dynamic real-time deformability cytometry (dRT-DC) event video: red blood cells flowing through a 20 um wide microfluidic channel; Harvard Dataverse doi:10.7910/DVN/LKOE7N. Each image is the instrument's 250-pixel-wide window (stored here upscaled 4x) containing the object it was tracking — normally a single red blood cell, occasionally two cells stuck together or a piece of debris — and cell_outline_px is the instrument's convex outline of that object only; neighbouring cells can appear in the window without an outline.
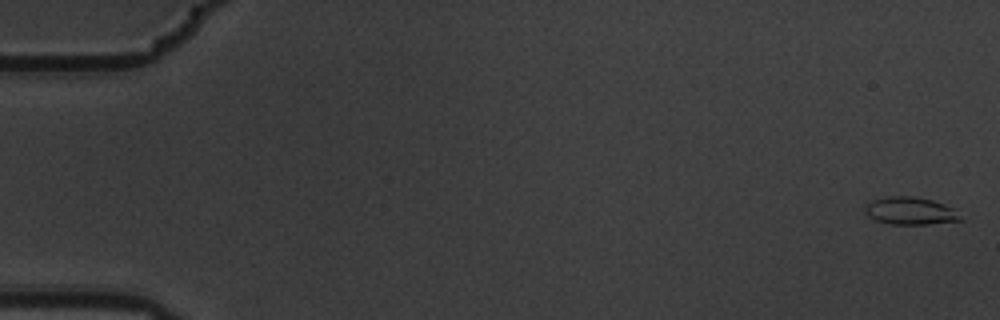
{"species": "common noctule bat (a hibernating species)", "species_latin": "Nyctalus noctula", "temperature_condition": "warm", "stored_images_in_passage": 5, "segment_of_instrument_passage": [2, 2], "camera_frame_rate_fps": 3000, "um_per_image_px": 0.085, "animal": {"sex": "male", "body_mass_g": 19.5, "forearm_length_mm": 54.6}, "frame": {"image": 1, "passage_image": 5, "time_ms": 1.333, "image_size_px": [1000, 320], "cell_outline_px": [[964, 220], [928, 224], [888, 224], [876, 220], [868, 216], [864, 208], [872, 200], [888, 196], [912, 196], [932, 200], [944, 204], [952, 208]], "centroid_in_image_um": [77.37, 17.93], "position_along_channel_um": 7.6, "area_um2": 15.2}}